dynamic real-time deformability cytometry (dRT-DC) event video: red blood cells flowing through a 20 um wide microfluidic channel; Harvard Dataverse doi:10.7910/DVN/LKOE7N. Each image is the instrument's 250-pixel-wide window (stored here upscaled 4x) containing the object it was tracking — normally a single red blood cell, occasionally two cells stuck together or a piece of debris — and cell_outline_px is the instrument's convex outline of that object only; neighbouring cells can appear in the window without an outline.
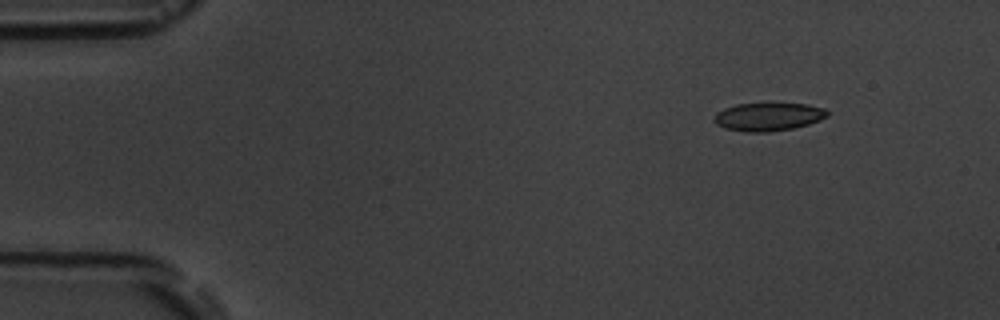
{"species": "common noctule bat (a hibernating species)", "species_latin": "Nyctalus noctula", "temperature_condition": "room temperature", "stored_images_in_passage": 4, "camera_frame_rate_fps": 3000, "um_per_image_px": 0.085, "animal": {"sex": "male", "body_mass_g": 19.5, "forearm_length_mm": 54.6}, "frame": {"image": 1, "passage_image": 1, "time_ms": 0.0, "image_size_px": [1000, 320], "cell_outline_px": [[828, 116], [820, 120], [808, 124], [792, 128], [768, 132], [744, 132], [724, 128], [716, 124], [712, 120], [716, 112], [724, 108], [736, 104], [768, 100], [808, 104], [824, 108], [828, 112]], "centroid_in_image_um": [65.28, 9.87], "position_along_channel_um": 19.7, "area_um2": 19.59}}
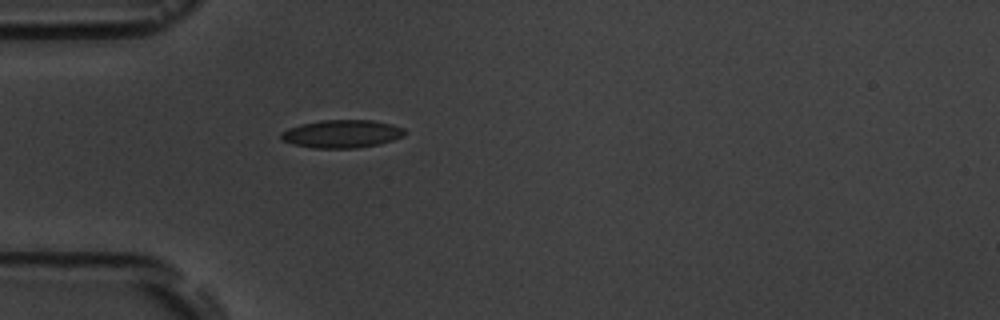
{"frame": {"image": 2, "passage_image": 4, "time_ms": 3.333, "image_size_px": [1000, 320], "cell_outline_px": [[404, 136], [380, 144], [356, 148], [312, 148], [292, 144], [280, 140], [280, 132], [288, 128], [320, 120], [372, 120], [392, 124], [404, 128]], "centroid_in_image_um": [29.03, 11.38], "position_along_channel_um": 56.0, "area_um2": 20.23}}